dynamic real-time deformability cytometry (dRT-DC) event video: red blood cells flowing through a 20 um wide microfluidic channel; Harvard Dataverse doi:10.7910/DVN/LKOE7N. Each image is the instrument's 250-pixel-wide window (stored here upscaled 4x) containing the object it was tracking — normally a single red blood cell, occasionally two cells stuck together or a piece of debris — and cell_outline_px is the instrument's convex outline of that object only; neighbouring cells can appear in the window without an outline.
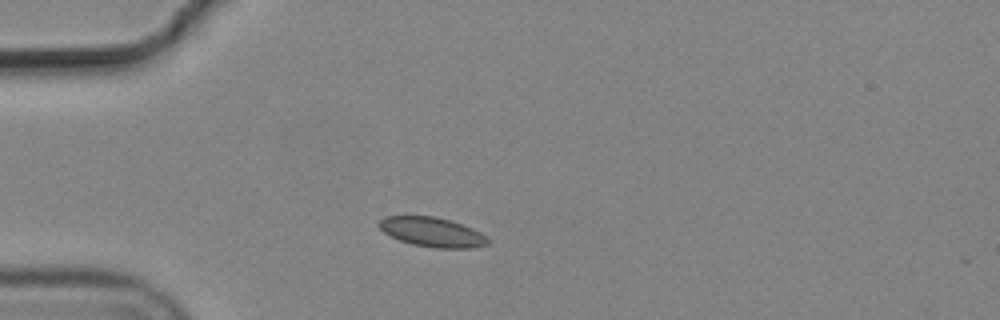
{"species": "common noctule bat (a hibernating species)", "species_latin": "Nyctalus noctula", "temperature_condition": "cold", "stored_images_in_passage": 2, "camera_frame_rate_fps": 3000, "um_per_image_px": 0.085, "animal": {"sex": "male", "body_mass_g": 19.2, "forearm_length_mm": 51.8}, "frame": {"image": 1, "passage_image": 1, "time_ms": 0.0, "image_size_px": [1000, 320], "cell_outline_px": [[492, 240], [488, 244], [472, 248], [436, 248], [412, 244], [400, 240], [384, 232], [376, 224], [384, 216], [436, 216], [452, 220], [472, 228], [480, 232]], "centroid_in_image_um": [36.76, 19.72], "position_along_channel_um": 48.2, "area_um2": 18.84}}